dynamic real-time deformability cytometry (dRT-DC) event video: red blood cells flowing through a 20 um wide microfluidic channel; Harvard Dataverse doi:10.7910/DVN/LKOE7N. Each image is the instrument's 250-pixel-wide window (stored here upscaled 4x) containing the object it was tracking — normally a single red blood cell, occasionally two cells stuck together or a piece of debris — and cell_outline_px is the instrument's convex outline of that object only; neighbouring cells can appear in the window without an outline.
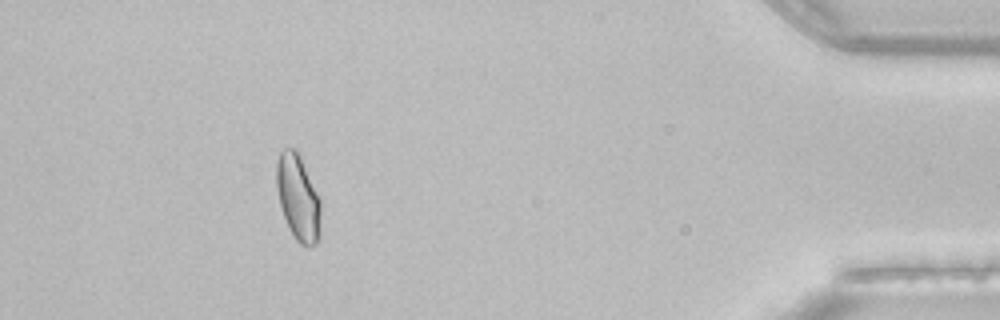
{"species": "common noctule bat (a hibernating species)", "species_latin": "Nyctalus noctula", "temperature_condition": "room temperature", "stored_images_in_passage": 42, "segment_of_instrument_passage": [3, 3], "camera_frame_rate_fps": 3000, "um_per_image_px": 0.085, "animal": {"sex": "female", "body_mass_g": 22.7, "forearm_length_mm": 54.2}, "frame": {"image": 1, "passage_image": 38, "time_ms": 12.333, "image_size_px": [1000, 320], "cell_outline_px": [[320, 212], [316, 244], [308, 248], [300, 244], [296, 240], [288, 228], [280, 204], [276, 188], [276, 164], [280, 152], [284, 148], [296, 148], [300, 156], [320, 200]], "centroid_in_image_um": [25.3, 16.78], "position_along_channel_um": 409.9, "area_um2": 21.85}}